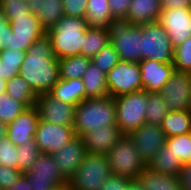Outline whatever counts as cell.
<instances>
[{
    "mask_svg": "<svg viewBox=\"0 0 191 190\" xmlns=\"http://www.w3.org/2000/svg\"><path fill=\"white\" fill-rule=\"evenodd\" d=\"M158 21L167 32L173 47L191 37V8L162 10Z\"/></svg>",
    "mask_w": 191,
    "mask_h": 190,
    "instance_id": "14",
    "label": "cell"
},
{
    "mask_svg": "<svg viewBox=\"0 0 191 190\" xmlns=\"http://www.w3.org/2000/svg\"><path fill=\"white\" fill-rule=\"evenodd\" d=\"M181 190H191V163H184L178 175Z\"/></svg>",
    "mask_w": 191,
    "mask_h": 190,
    "instance_id": "47",
    "label": "cell"
},
{
    "mask_svg": "<svg viewBox=\"0 0 191 190\" xmlns=\"http://www.w3.org/2000/svg\"><path fill=\"white\" fill-rule=\"evenodd\" d=\"M6 87H7V81L0 78V94L6 92Z\"/></svg>",
    "mask_w": 191,
    "mask_h": 190,
    "instance_id": "52",
    "label": "cell"
},
{
    "mask_svg": "<svg viewBox=\"0 0 191 190\" xmlns=\"http://www.w3.org/2000/svg\"><path fill=\"white\" fill-rule=\"evenodd\" d=\"M128 135L146 165L151 162L155 154L166 144V135L161 126L158 125L145 123Z\"/></svg>",
    "mask_w": 191,
    "mask_h": 190,
    "instance_id": "13",
    "label": "cell"
},
{
    "mask_svg": "<svg viewBox=\"0 0 191 190\" xmlns=\"http://www.w3.org/2000/svg\"><path fill=\"white\" fill-rule=\"evenodd\" d=\"M6 93L27 107L34 106L38 97L29 84L19 75L7 81Z\"/></svg>",
    "mask_w": 191,
    "mask_h": 190,
    "instance_id": "31",
    "label": "cell"
},
{
    "mask_svg": "<svg viewBox=\"0 0 191 190\" xmlns=\"http://www.w3.org/2000/svg\"><path fill=\"white\" fill-rule=\"evenodd\" d=\"M112 125H117L116 105L110 95L84 99L75 107L73 129L77 136Z\"/></svg>",
    "mask_w": 191,
    "mask_h": 190,
    "instance_id": "2",
    "label": "cell"
},
{
    "mask_svg": "<svg viewBox=\"0 0 191 190\" xmlns=\"http://www.w3.org/2000/svg\"><path fill=\"white\" fill-rule=\"evenodd\" d=\"M162 10L191 8V0H161Z\"/></svg>",
    "mask_w": 191,
    "mask_h": 190,
    "instance_id": "48",
    "label": "cell"
},
{
    "mask_svg": "<svg viewBox=\"0 0 191 190\" xmlns=\"http://www.w3.org/2000/svg\"><path fill=\"white\" fill-rule=\"evenodd\" d=\"M87 28L85 19L64 15L58 23L46 31L51 41L54 56L63 59L81 55Z\"/></svg>",
    "mask_w": 191,
    "mask_h": 190,
    "instance_id": "3",
    "label": "cell"
},
{
    "mask_svg": "<svg viewBox=\"0 0 191 190\" xmlns=\"http://www.w3.org/2000/svg\"><path fill=\"white\" fill-rule=\"evenodd\" d=\"M131 0H108L112 17L116 21H123L129 12Z\"/></svg>",
    "mask_w": 191,
    "mask_h": 190,
    "instance_id": "44",
    "label": "cell"
},
{
    "mask_svg": "<svg viewBox=\"0 0 191 190\" xmlns=\"http://www.w3.org/2000/svg\"><path fill=\"white\" fill-rule=\"evenodd\" d=\"M130 179L117 176L110 175L108 179L102 184L100 190H123L129 184Z\"/></svg>",
    "mask_w": 191,
    "mask_h": 190,
    "instance_id": "45",
    "label": "cell"
},
{
    "mask_svg": "<svg viewBox=\"0 0 191 190\" xmlns=\"http://www.w3.org/2000/svg\"><path fill=\"white\" fill-rule=\"evenodd\" d=\"M9 24L12 30V35H10L9 39L10 49L27 52L33 42L46 34L35 14L16 17Z\"/></svg>",
    "mask_w": 191,
    "mask_h": 190,
    "instance_id": "11",
    "label": "cell"
},
{
    "mask_svg": "<svg viewBox=\"0 0 191 190\" xmlns=\"http://www.w3.org/2000/svg\"><path fill=\"white\" fill-rule=\"evenodd\" d=\"M160 94L169 111L191 110V73L174 70Z\"/></svg>",
    "mask_w": 191,
    "mask_h": 190,
    "instance_id": "10",
    "label": "cell"
},
{
    "mask_svg": "<svg viewBox=\"0 0 191 190\" xmlns=\"http://www.w3.org/2000/svg\"><path fill=\"white\" fill-rule=\"evenodd\" d=\"M7 134V125L0 121V140Z\"/></svg>",
    "mask_w": 191,
    "mask_h": 190,
    "instance_id": "51",
    "label": "cell"
},
{
    "mask_svg": "<svg viewBox=\"0 0 191 190\" xmlns=\"http://www.w3.org/2000/svg\"><path fill=\"white\" fill-rule=\"evenodd\" d=\"M39 119L36 106L28 107L14 121L7 124L6 136L15 146L34 139Z\"/></svg>",
    "mask_w": 191,
    "mask_h": 190,
    "instance_id": "18",
    "label": "cell"
},
{
    "mask_svg": "<svg viewBox=\"0 0 191 190\" xmlns=\"http://www.w3.org/2000/svg\"><path fill=\"white\" fill-rule=\"evenodd\" d=\"M28 107L14 100L6 92L0 94V121L6 125L14 121Z\"/></svg>",
    "mask_w": 191,
    "mask_h": 190,
    "instance_id": "36",
    "label": "cell"
},
{
    "mask_svg": "<svg viewBox=\"0 0 191 190\" xmlns=\"http://www.w3.org/2000/svg\"><path fill=\"white\" fill-rule=\"evenodd\" d=\"M48 94L66 104L77 106L85 99V87L82 79H59Z\"/></svg>",
    "mask_w": 191,
    "mask_h": 190,
    "instance_id": "22",
    "label": "cell"
},
{
    "mask_svg": "<svg viewBox=\"0 0 191 190\" xmlns=\"http://www.w3.org/2000/svg\"><path fill=\"white\" fill-rule=\"evenodd\" d=\"M56 190H71V189L69 188L68 185H66V186H62V187H60V188H58Z\"/></svg>",
    "mask_w": 191,
    "mask_h": 190,
    "instance_id": "53",
    "label": "cell"
},
{
    "mask_svg": "<svg viewBox=\"0 0 191 190\" xmlns=\"http://www.w3.org/2000/svg\"><path fill=\"white\" fill-rule=\"evenodd\" d=\"M91 58L82 55H76L59 59V73L61 79H81Z\"/></svg>",
    "mask_w": 191,
    "mask_h": 190,
    "instance_id": "30",
    "label": "cell"
},
{
    "mask_svg": "<svg viewBox=\"0 0 191 190\" xmlns=\"http://www.w3.org/2000/svg\"><path fill=\"white\" fill-rule=\"evenodd\" d=\"M76 134L73 126H62L39 119L34 140L41 153L53 154Z\"/></svg>",
    "mask_w": 191,
    "mask_h": 190,
    "instance_id": "12",
    "label": "cell"
},
{
    "mask_svg": "<svg viewBox=\"0 0 191 190\" xmlns=\"http://www.w3.org/2000/svg\"><path fill=\"white\" fill-rule=\"evenodd\" d=\"M27 172L52 174L53 178L61 185L66 186L68 179L61 173L52 154L41 153L33 163V167Z\"/></svg>",
    "mask_w": 191,
    "mask_h": 190,
    "instance_id": "33",
    "label": "cell"
},
{
    "mask_svg": "<svg viewBox=\"0 0 191 190\" xmlns=\"http://www.w3.org/2000/svg\"><path fill=\"white\" fill-rule=\"evenodd\" d=\"M161 12V0H131L129 12L123 22L134 25L156 22Z\"/></svg>",
    "mask_w": 191,
    "mask_h": 190,
    "instance_id": "21",
    "label": "cell"
},
{
    "mask_svg": "<svg viewBox=\"0 0 191 190\" xmlns=\"http://www.w3.org/2000/svg\"><path fill=\"white\" fill-rule=\"evenodd\" d=\"M27 52L6 48L0 51V78L5 81L18 76Z\"/></svg>",
    "mask_w": 191,
    "mask_h": 190,
    "instance_id": "29",
    "label": "cell"
},
{
    "mask_svg": "<svg viewBox=\"0 0 191 190\" xmlns=\"http://www.w3.org/2000/svg\"><path fill=\"white\" fill-rule=\"evenodd\" d=\"M169 110L160 93L147 92L146 124L161 126Z\"/></svg>",
    "mask_w": 191,
    "mask_h": 190,
    "instance_id": "32",
    "label": "cell"
},
{
    "mask_svg": "<svg viewBox=\"0 0 191 190\" xmlns=\"http://www.w3.org/2000/svg\"><path fill=\"white\" fill-rule=\"evenodd\" d=\"M23 175L27 178L32 190H56L62 187L52 174L37 172H26Z\"/></svg>",
    "mask_w": 191,
    "mask_h": 190,
    "instance_id": "40",
    "label": "cell"
},
{
    "mask_svg": "<svg viewBox=\"0 0 191 190\" xmlns=\"http://www.w3.org/2000/svg\"><path fill=\"white\" fill-rule=\"evenodd\" d=\"M109 95L113 98L143 90L139 63L119 61L106 74Z\"/></svg>",
    "mask_w": 191,
    "mask_h": 190,
    "instance_id": "9",
    "label": "cell"
},
{
    "mask_svg": "<svg viewBox=\"0 0 191 190\" xmlns=\"http://www.w3.org/2000/svg\"><path fill=\"white\" fill-rule=\"evenodd\" d=\"M35 106L40 120L66 127L73 126L76 106L55 99L48 93L38 95Z\"/></svg>",
    "mask_w": 191,
    "mask_h": 190,
    "instance_id": "15",
    "label": "cell"
},
{
    "mask_svg": "<svg viewBox=\"0 0 191 190\" xmlns=\"http://www.w3.org/2000/svg\"><path fill=\"white\" fill-rule=\"evenodd\" d=\"M161 128L166 138L191 132V110L169 111Z\"/></svg>",
    "mask_w": 191,
    "mask_h": 190,
    "instance_id": "27",
    "label": "cell"
},
{
    "mask_svg": "<svg viewBox=\"0 0 191 190\" xmlns=\"http://www.w3.org/2000/svg\"><path fill=\"white\" fill-rule=\"evenodd\" d=\"M110 175L106 155L87 153L67 185L71 190H100Z\"/></svg>",
    "mask_w": 191,
    "mask_h": 190,
    "instance_id": "5",
    "label": "cell"
},
{
    "mask_svg": "<svg viewBox=\"0 0 191 190\" xmlns=\"http://www.w3.org/2000/svg\"><path fill=\"white\" fill-rule=\"evenodd\" d=\"M85 87V99L102 98L109 95L106 83V74L97 68L92 62L82 76Z\"/></svg>",
    "mask_w": 191,
    "mask_h": 190,
    "instance_id": "24",
    "label": "cell"
},
{
    "mask_svg": "<svg viewBox=\"0 0 191 190\" xmlns=\"http://www.w3.org/2000/svg\"><path fill=\"white\" fill-rule=\"evenodd\" d=\"M119 61V55L111 43L91 58V62L105 74L110 72Z\"/></svg>",
    "mask_w": 191,
    "mask_h": 190,
    "instance_id": "37",
    "label": "cell"
},
{
    "mask_svg": "<svg viewBox=\"0 0 191 190\" xmlns=\"http://www.w3.org/2000/svg\"><path fill=\"white\" fill-rule=\"evenodd\" d=\"M123 190H145V189L141 185V183L138 181V179H133V180H130L127 187H125Z\"/></svg>",
    "mask_w": 191,
    "mask_h": 190,
    "instance_id": "50",
    "label": "cell"
},
{
    "mask_svg": "<svg viewBox=\"0 0 191 190\" xmlns=\"http://www.w3.org/2000/svg\"><path fill=\"white\" fill-rule=\"evenodd\" d=\"M110 43L109 28H87L81 55L92 58Z\"/></svg>",
    "mask_w": 191,
    "mask_h": 190,
    "instance_id": "28",
    "label": "cell"
},
{
    "mask_svg": "<svg viewBox=\"0 0 191 190\" xmlns=\"http://www.w3.org/2000/svg\"><path fill=\"white\" fill-rule=\"evenodd\" d=\"M7 190H32V188L30 187L27 178L24 175H22L19 178V180Z\"/></svg>",
    "mask_w": 191,
    "mask_h": 190,
    "instance_id": "49",
    "label": "cell"
},
{
    "mask_svg": "<svg viewBox=\"0 0 191 190\" xmlns=\"http://www.w3.org/2000/svg\"><path fill=\"white\" fill-rule=\"evenodd\" d=\"M138 181L145 190H181L178 175L160 174L149 168L138 176Z\"/></svg>",
    "mask_w": 191,
    "mask_h": 190,
    "instance_id": "25",
    "label": "cell"
},
{
    "mask_svg": "<svg viewBox=\"0 0 191 190\" xmlns=\"http://www.w3.org/2000/svg\"><path fill=\"white\" fill-rule=\"evenodd\" d=\"M114 100L116 123L124 134H129L146 123L147 92L144 89Z\"/></svg>",
    "mask_w": 191,
    "mask_h": 190,
    "instance_id": "7",
    "label": "cell"
},
{
    "mask_svg": "<svg viewBox=\"0 0 191 190\" xmlns=\"http://www.w3.org/2000/svg\"><path fill=\"white\" fill-rule=\"evenodd\" d=\"M112 175L138 179V176L147 168L134 143L128 134L123 137L106 154Z\"/></svg>",
    "mask_w": 191,
    "mask_h": 190,
    "instance_id": "4",
    "label": "cell"
},
{
    "mask_svg": "<svg viewBox=\"0 0 191 190\" xmlns=\"http://www.w3.org/2000/svg\"><path fill=\"white\" fill-rule=\"evenodd\" d=\"M109 32L110 43L121 61L135 63L142 61L143 25L116 21Z\"/></svg>",
    "mask_w": 191,
    "mask_h": 190,
    "instance_id": "6",
    "label": "cell"
},
{
    "mask_svg": "<svg viewBox=\"0 0 191 190\" xmlns=\"http://www.w3.org/2000/svg\"><path fill=\"white\" fill-rule=\"evenodd\" d=\"M142 60L173 64L174 47L159 21L143 24Z\"/></svg>",
    "mask_w": 191,
    "mask_h": 190,
    "instance_id": "8",
    "label": "cell"
},
{
    "mask_svg": "<svg viewBox=\"0 0 191 190\" xmlns=\"http://www.w3.org/2000/svg\"><path fill=\"white\" fill-rule=\"evenodd\" d=\"M124 133L117 125L93 129L82 136L87 153L106 155L123 137Z\"/></svg>",
    "mask_w": 191,
    "mask_h": 190,
    "instance_id": "19",
    "label": "cell"
},
{
    "mask_svg": "<svg viewBox=\"0 0 191 190\" xmlns=\"http://www.w3.org/2000/svg\"><path fill=\"white\" fill-rule=\"evenodd\" d=\"M41 154L34 139L17 146L18 170L26 173L33 167L36 158Z\"/></svg>",
    "mask_w": 191,
    "mask_h": 190,
    "instance_id": "34",
    "label": "cell"
},
{
    "mask_svg": "<svg viewBox=\"0 0 191 190\" xmlns=\"http://www.w3.org/2000/svg\"><path fill=\"white\" fill-rule=\"evenodd\" d=\"M31 14H35L45 31L51 29L65 15L63 0H25Z\"/></svg>",
    "mask_w": 191,
    "mask_h": 190,
    "instance_id": "20",
    "label": "cell"
},
{
    "mask_svg": "<svg viewBox=\"0 0 191 190\" xmlns=\"http://www.w3.org/2000/svg\"><path fill=\"white\" fill-rule=\"evenodd\" d=\"M0 13L8 22L16 17L31 14L25 0H0Z\"/></svg>",
    "mask_w": 191,
    "mask_h": 190,
    "instance_id": "38",
    "label": "cell"
},
{
    "mask_svg": "<svg viewBox=\"0 0 191 190\" xmlns=\"http://www.w3.org/2000/svg\"><path fill=\"white\" fill-rule=\"evenodd\" d=\"M18 75L37 96L48 93L59 81V59L54 56L47 34L29 47Z\"/></svg>",
    "mask_w": 191,
    "mask_h": 190,
    "instance_id": "1",
    "label": "cell"
},
{
    "mask_svg": "<svg viewBox=\"0 0 191 190\" xmlns=\"http://www.w3.org/2000/svg\"><path fill=\"white\" fill-rule=\"evenodd\" d=\"M87 3V27L110 29L116 20L112 17L108 0H87Z\"/></svg>",
    "mask_w": 191,
    "mask_h": 190,
    "instance_id": "23",
    "label": "cell"
},
{
    "mask_svg": "<svg viewBox=\"0 0 191 190\" xmlns=\"http://www.w3.org/2000/svg\"><path fill=\"white\" fill-rule=\"evenodd\" d=\"M10 35H12L11 26L0 13V51L9 48Z\"/></svg>",
    "mask_w": 191,
    "mask_h": 190,
    "instance_id": "46",
    "label": "cell"
},
{
    "mask_svg": "<svg viewBox=\"0 0 191 190\" xmlns=\"http://www.w3.org/2000/svg\"><path fill=\"white\" fill-rule=\"evenodd\" d=\"M173 65L175 70L191 73V37L174 47Z\"/></svg>",
    "mask_w": 191,
    "mask_h": 190,
    "instance_id": "39",
    "label": "cell"
},
{
    "mask_svg": "<svg viewBox=\"0 0 191 190\" xmlns=\"http://www.w3.org/2000/svg\"><path fill=\"white\" fill-rule=\"evenodd\" d=\"M23 175L18 169L0 165V190H7Z\"/></svg>",
    "mask_w": 191,
    "mask_h": 190,
    "instance_id": "43",
    "label": "cell"
},
{
    "mask_svg": "<svg viewBox=\"0 0 191 190\" xmlns=\"http://www.w3.org/2000/svg\"><path fill=\"white\" fill-rule=\"evenodd\" d=\"M87 154L86 147L81 136H75L52 156L55 159L61 173L69 180L82 163Z\"/></svg>",
    "mask_w": 191,
    "mask_h": 190,
    "instance_id": "16",
    "label": "cell"
},
{
    "mask_svg": "<svg viewBox=\"0 0 191 190\" xmlns=\"http://www.w3.org/2000/svg\"><path fill=\"white\" fill-rule=\"evenodd\" d=\"M87 4V0H63L64 14L85 19Z\"/></svg>",
    "mask_w": 191,
    "mask_h": 190,
    "instance_id": "42",
    "label": "cell"
},
{
    "mask_svg": "<svg viewBox=\"0 0 191 190\" xmlns=\"http://www.w3.org/2000/svg\"><path fill=\"white\" fill-rule=\"evenodd\" d=\"M141 70L142 87L148 93H160L167 84L172 72L173 64L148 59L139 62Z\"/></svg>",
    "mask_w": 191,
    "mask_h": 190,
    "instance_id": "17",
    "label": "cell"
},
{
    "mask_svg": "<svg viewBox=\"0 0 191 190\" xmlns=\"http://www.w3.org/2000/svg\"><path fill=\"white\" fill-rule=\"evenodd\" d=\"M17 146L7 136L0 140V165L18 169Z\"/></svg>",
    "mask_w": 191,
    "mask_h": 190,
    "instance_id": "41",
    "label": "cell"
},
{
    "mask_svg": "<svg viewBox=\"0 0 191 190\" xmlns=\"http://www.w3.org/2000/svg\"><path fill=\"white\" fill-rule=\"evenodd\" d=\"M169 151L184 163H191V132L166 138Z\"/></svg>",
    "mask_w": 191,
    "mask_h": 190,
    "instance_id": "35",
    "label": "cell"
},
{
    "mask_svg": "<svg viewBox=\"0 0 191 190\" xmlns=\"http://www.w3.org/2000/svg\"><path fill=\"white\" fill-rule=\"evenodd\" d=\"M182 165L180 158L169 151V147L165 144L147 164V168L160 174L179 175Z\"/></svg>",
    "mask_w": 191,
    "mask_h": 190,
    "instance_id": "26",
    "label": "cell"
}]
</instances>
